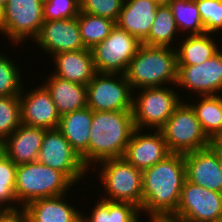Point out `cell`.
Instances as JSON below:
<instances>
[{
	"mask_svg": "<svg viewBox=\"0 0 222 222\" xmlns=\"http://www.w3.org/2000/svg\"><path fill=\"white\" fill-rule=\"evenodd\" d=\"M186 179L182 153H171L164 160L142 171L141 214L175 213Z\"/></svg>",
	"mask_w": 222,
	"mask_h": 222,
	"instance_id": "obj_1",
	"label": "cell"
},
{
	"mask_svg": "<svg viewBox=\"0 0 222 222\" xmlns=\"http://www.w3.org/2000/svg\"><path fill=\"white\" fill-rule=\"evenodd\" d=\"M134 129L132 110L93 111L89 170L103 160L123 157Z\"/></svg>",
	"mask_w": 222,
	"mask_h": 222,
	"instance_id": "obj_2",
	"label": "cell"
},
{
	"mask_svg": "<svg viewBox=\"0 0 222 222\" xmlns=\"http://www.w3.org/2000/svg\"><path fill=\"white\" fill-rule=\"evenodd\" d=\"M133 91L176 85L178 62L175 47L141 44L125 74Z\"/></svg>",
	"mask_w": 222,
	"mask_h": 222,
	"instance_id": "obj_3",
	"label": "cell"
},
{
	"mask_svg": "<svg viewBox=\"0 0 222 222\" xmlns=\"http://www.w3.org/2000/svg\"><path fill=\"white\" fill-rule=\"evenodd\" d=\"M91 171L97 173V180H100L98 184H101L100 188L105 192V194H102L103 197H99L100 199L128 202L137 206L141 212V170L135 168L123 157H119L103 160L97 163L89 173H92Z\"/></svg>",
	"mask_w": 222,
	"mask_h": 222,
	"instance_id": "obj_4",
	"label": "cell"
},
{
	"mask_svg": "<svg viewBox=\"0 0 222 222\" xmlns=\"http://www.w3.org/2000/svg\"><path fill=\"white\" fill-rule=\"evenodd\" d=\"M75 186L64 173L39 161L17 165L15 196L22 207L35 199L73 193Z\"/></svg>",
	"mask_w": 222,
	"mask_h": 222,
	"instance_id": "obj_5",
	"label": "cell"
},
{
	"mask_svg": "<svg viewBox=\"0 0 222 222\" xmlns=\"http://www.w3.org/2000/svg\"><path fill=\"white\" fill-rule=\"evenodd\" d=\"M176 90V85L135 90L132 107L135 128L161 130L183 100V95H179L181 91Z\"/></svg>",
	"mask_w": 222,
	"mask_h": 222,
	"instance_id": "obj_6",
	"label": "cell"
},
{
	"mask_svg": "<svg viewBox=\"0 0 222 222\" xmlns=\"http://www.w3.org/2000/svg\"><path fill=\"white\" fill-rule=\"evenodd\" d=\"M161 132L171 153L185 154L209 147V138L186 100L175 108Z\"/></svg>",
	"mask_w": 222,
	"mask_h": 222,
	"instance_id": "obj_7",
	"label": "cell"
},
{
	"mask_svg": "<svg viewBox=\"0 0 222 222\" xmlns=\"http://www.w3.org/2000/svg\"><path fill=\"white\" fill-rule=\"evenodd\" d=\"M141 44L132 34L115 25L110 34L91 49L96 72L125 75Z\"/></svg>",
	"mask_w": 222,
	"mask_h": 222,
	"instance_id": "obj_8",
	"label": "cell"
},
{
	"mask_svg": "<svg viewBox=\"0 0 222 222\" xmlns=\"http://www.w3.org/2000/svg\"><path fill=\"white\" fill-rule=\"evenodd\" d=\"M86 87L87 107L93 111L132 110L134 91L125 75L97 72Z\"/></svg>",
	"mask_w": 222,
	"mask_h": 222,
	"instance_id": "obj_9",
	"label": "cell"
},
{
	"mask_svg": "<svg viewBox=\"0 0 222 222\" xmlns=\"http://www.w3.org/2000/svg\"><path fill=\"white\" fill-rule=\"evenodd\" d=\"M43 8V0H7L3 36L14 48L38 36L44 23Z\"/></svg>",
	"mask_w": 222,
	"mask_h": 222,
	"instance_id": "obj_10",
	"label": "cell"
},
{
	"mask_svg": "<svg viewBox=\"0 0 222 222\" xmlns=\"http://www.w3.org/2000/svg\"><path fill=\"white\" fill-rule=\"evenodd\" d=\"M38 161L64 173L75 185H81L90 172L58 128L46 130Z\"/></svg>",
	"mask_w": 222,
	"mask_h": 222,
	"instance_id": "obj_11",
	"label": "cell"
},
{
	"mask_svg": "<svg viewBox=\"0 0 222 222\" xmlns=\"http://www.w3.org/2000/svg\"><path fill=\"white\" fill-rule=\"evenodd\" d=\"M176 87L182 90V93L187 90L186 94L189 96L182 97L186 99L191 95H222V45L221 49L205 62L198 65H178Z\"/></svg>",
	"mask_w": 222,
	"mask_h": 222,
	"instance_id": "obj_12",
	"label": "cell"
},
{
	"mask_svg": "<svg viewBox=\"0 0 222 222\" xmlns=\"http://www.w3.org/2000/svg\"><path fill=\"white\" fill-rule=\"evenodd\" d=\"M175 214L190 222H219L222 218V193L185 179Z\"/></svg>",
	"mask_w": 222,
	"mask_h": 222,
	"instance_id": "obj_13",
	"label": "cell"
},
{
	"mask_svg": "<svg viewBox=\"0 0 222 222\" xmlns=\"http://www.w3.org/2000/svg\"><path fill=\"white\" fill-rule=\"evenodd\" d=\"M28 90L23 86L20 93L21 123L39 128L55 129L60 123L52 96L46 86L37 84ZM26 89V90H24Z\"/></svg>",
	"mask_w": 222,
	"mask_h": 222,
	"instance_id": "obj_14",
	"label": "cell"
},
{
	"mask_svg": "<svg viewBox=\"0 0 222 222\" xmlns=\"http://www.w3.org/2000/svg\"><path fill=\"white\" fill-rule=\"evenodd\" d=\"M32 43L41 47L40 50L47 52L49 57L86 48L81 39L78 16L70 19L44 21L38 36Z\"/></svg>",
	"mask_w": 222,
	"mask_h": 222,
	"instance_id": "obj_15",
	"label": "cell"
},
{
	"mask_svg": "<svg viewBox=\"0 0 222 222\" xmlns=\"http://www.w3.org/2000/svg\"><path fill=\"white\" fill-rule=\"evenodd\" d=\"M170 154L161 130L135 128L123 158L135 168L143 171L164 160Z\"/></svg>",
	"mask_w": 222,
	"mask_h": 222,
	"instance_id": "obj_16",
	"label": "cell"
},
{
	"mask_svg": "<svg viewBox=\"0 0 222 222\" xmlns=\"http://www.w3.org/2000/svg\"><path fill=\"white\" fill-rule=\"evenodd\" d=\"M183 155L187 181L222 193V171L217 152L207 147Z\"/></svg>",
	"mask_w": 222,
	"mask_h": 222,
	"instance_id": "obj_17",
	"label": "cell"
},
{
	"mask_svg": "<svg viewBox=\"0 0 222 222\" xmlns=\"http://www.w3.org/2000/svg\"><path fill=\"white\" fill-rule=\"evenodd\" d=\"M68 196L72 195L68 193L29 202L24 206L28 222H81L84 210L80 212L78 205L76 207L69 201Z\"/></svg>",
	"mask_w": 222,
	"mask_h": 222,
	"instance_id": "obj_18",
	"label": "cell"
},
{
	"mask_svg": "<svg viewBox=\"0 0 222 222\" xmlns=\"http://www.w3.org/2000/svg\"><path fill=\"white\" fill-rule=\"evenodd\" d=\"M51 73L70 82L87 85L97 73L91 49L62 52L53 55ZM55 71V72H54Z\"/></svg>",
	"mask_w": 222,
	"mask_h": 222,
	"instance_id": "obj_19",
	"label": "cell"
},
{
	"mask_svg": "<svg viewBox=\"0 0 222 222\" xmlns=\"http://www.w3.org/2000/svg\"><path fill=\"white\" fill-rule=\"evenodd\" d=\"M46 129L21 124L5 139L6 155L16 165L38 161Z\"/></svg>",
	"mask_w": 222,
	"mask_h": 222,
	"instance_id": "obj_20",
	"label": "cell"
},
{
	"mask_svg": "<svg viewBox=\"0 0 222 222\" xmlns=\"http://www.w3.org/2000/svg\"><path fill=\"white\" fill-rule=\"evenodd\" d=\"M93 110L86 107L66 113L60 117L58 129L81 156L82 162L89 169V140Z\"/></svg>",
	"mask_w": 222,
	"mask_h": 222,
	"instance_id": "obj_21",
	"label": "cell"
},
{
	"mask_svg": "<svg viewBox=\"0 0 222 222\" xmlns=\"http://www.w3.org/2000/svg\"><path fill=\"white\" fill-rule=\"evenodd\" d=\"M157 7L152 0H124L116 25L142 43L148 37Z\"/></svg>",
	"mask_w": 222,
	"mask_h": 222,
	"instance_id": "obj_22",
	"label": "cell"
},
{
	"mask_svg": "<svg viewBox=\"0 0 222 222\" xmlns=\"http://www.w3.org/2000/svg\"><path fill=\"white\" fill-rule=\"evenodd\" d=\"M43 84L49 90L60 116L87 107L86 85L61 79L52 73L43 80Z\"/></svg>",
	"mask_w": 222,
	"mask_h": 222,
	"instance_id": "obj_23",
	"label": "cell"
},
{
	"mask_svg": "<svg viewBox=\"0 0 222 222\" xmlns=\"http://www.w3.org/2000/svg\"><path fill=\"white\" fill-rule=\"evenodd\" d=\"M215 36L209 33L183 35L175 47L178 65H198L209 60L221 49L218 44L221 39Z\"/></svg>",
	"mask_w": 222,
	"mask_h": 222,
	"instance_id": "obj_24",
	"label": "cell"
},
{
	"mask_svg": "<svg viewBox=\"0 0 222 222\" xmlns=\"http://www.w3.org/2000/svg\"><path fill=\"white\" fill-rule=\"evenodd\" d=\"M89 214L82 212L81 222H142L140 209L128 202L98 198ZM85 214V215H83ZM88 216V217H87Z\"/></svg>",
	"mask_w": 222,
	"mask_h": 222,
	"instance_id": "obj_25",
	"label": "cell"
},
{
	"mask_svg": "<svg viewBox=\"0 0 222 222\" xmlns=\"http://www.w3.org/2000/svg\"><path fill=\"white\" fill-rule=\"evenodd\" d=\"M177 37L181 38L182 36L179 33L170 6H158L148 37L142 42V44L174 48L180 40V38L178 39Z\"/></svg>",
	"mask_w": 222,
	"mask_h": 222,
	"instance_id": "obj_26",
	"label": "cell"
},
{
	"mask_svg": "<svg viewBox=\"0 0 222 222\" xmlns=\"http://www.w3.org/2000/svg\"><path fill=\"white\" fill-rule=\"evenodd\" d=\"M198 99L194 101V99ZM193 100L189 102L190 100ZM194 109L204 133L208 138L222 129V95L194 96L184 99Z\"/></svg>",
	"mask_w": 222,
	"mask_h": 222,
	"instance_id": "obj_27",
	"label": "cell"
},
{
	"mask_svg": "<svg viewBox=\"0 0 222 222\" xmlns=\"http://www.w3.org/2000/svg\"><path fill=\"white\" fill-rule=\"evenodd\" d=\"M169 6L180 35H200L205 33L195 0H172Z\"/></svg>",
	"mask_w": 222,
	"mask_h": 222,
	"instance_id": "obj_28",
	"label": "cell"
},
{
	"mask_svg": "<svg viewBox=\"0 0 222 222\" xmlns=\"http://www.w3.org/2000/svg\"><path fill=\"white\" fill-rule=\"evenodd\" d=\"M78 25L84 46L92 49L110 34L116 22L105 17L79 12Z\"/></svg>",
	"mask_w": 222,
	"mask_h": 222,
	"instance_id": "obj_29",
	"label": "cell"
},
{
	"mask_svg": "<svg viewBox=\"0 0 222 222\" xmlns=\"http://www.w3.org/2000/svg\"><path fill=\"white\" fill-rule=\"evenodd\" d=\"M19 66L12 57L0 52V96L20 95L23 84L27 82L22 80L25 74L23 75Z\"/></svg>",
	"mask_w": 222,
	"mask_h": 222,
	"instance_id": "obj_30",
	"label": "cell"
},
{
	"mask_svg": "<svg viewBox=\"0 0 222 222\" xmlns=\"http://www.w3.org/2000/svg\"><path fill=\"white\" fill-rule=\"evenodd\" d=\"M17 165L5 154L0 158V207L15 209L22 207L15 196Z\"/></svg>",
	"mask_w": 222,
	"mask_h": 222,
	"instance_id": "obj_31",
	"label": "cell"
},
{
	"mask_svg": "<svg viewBox=\"0 0 222 222\" xmlns=\"http://www.w3.org/2000/svg\"><path fill=\"white\" fill-rule=\"evenodd\" d=\"M21 124L20 96H0V136L6 139Z\"/></svg>",
	"mask_w": 222,
	"mask_h": 222,
	"instance_id": "obj_32",
	"label": "cell"
},
{
	"mask_svg": "<svg viewBox=\"0 0 222 222\" xmlns=\"http://www.w3.org/2000/svg\"><path fill=\"white\" fill-rule=\"evenodd\" d=\"M195 1L205 33L220 35L222 39V0Z\"/></svg>",
	"mask_w": 222,
	"mask_h": 222,
	"instance_id": "obj_33",
	"label": "cell"
},
{
	"mask_svg": "<svg viewBox=\"0 0 222 222\" xmlns=\"http://www.w3.org/2000/svg\"><path fill=\"white\" fill-rule=\"evenodd\" d=\"M80 12L117 22L124 0H79Z\"/></svg>",
	"mask_w": 222,
	"mask_h": 222,
	"instance_id": "obj_34",
	"label": "cell"
},
{
	"mask_svg": "<svg viewBox=\"0 0 222 222\" xmlns=\"http://www.w3.org/2000/svg\"><path fill=\"white\" fill-rule=\"evenodd\" d=\"M80 12L79 0H46L44 1V21L70 19Z\"/></svg>",
	"mask_w": 222,
	"mask_h": 222,
	"instance_id": "obj_35",
	"label": "cell"
},
{
	"mask_svg": "<svg viewBox=\"0 0 222 222\" xmlns=\"http://www.w3.org/2000/svg\"><path fill=\"white\" fill-rule=\"evenodd\" d=\"M0 222H28L25 208L3 209L0 212Z\"/></svg>",
	"mask_w": 222,
	"mask_h": 222,
	"instance_id": "obj_36",
	"label": "cell"
},
{
	"mask_svg": "<svg viewBox=\"0 0 222 222\" xmlns=\"http://www.w3.org/2000/svg\"><path fill=\"white\" fill-rule=\"evenodd\" d=\"M146 216L149 222H190L175 213H152Z\"/></svg>",
	"mask_w": 222,
	"mask_h": 222,
	"instance_id": "obj_37",
	"label": "cell"
},
{
	"mask_svg": "<svg viewBox=\"0 0 222 222\" xmlns=\"http://www.w3.org/2000/svg\"><path fill=\"white\" fill-rule=\"evenodd\" d=\"M209 147L218 154H222V129L209 138Z\"/></svg>",
	"mask_w": 222,
	"mask_h": 222,
	"instance_id": "obj_38",
	"label": "cell"
},
{
	"mask_svg": "<svg viewBox=\"0 0 222 222\" xmlns=\"http://www.w3.org/2000/svg\"><path fill=\"white\" fill-rule=\"evenodd\" d=\"M4 24H5L4 8L0 6V35L4 33Z\"/></svg>",
	"mask_w": 222,
	"mask_h": 222,
	"instance_id": "obj_39",
	"label": "cell"
},
{
	"mask_svg": "<svg viewBox=\"0 0 222 222\" xmlns=\"http://www.w3.org/2000/svg\"><path fill=\"white\" fill-rule=\"evenodd\" d=\"M6 154L5 138L0 136V158Z\"/></svg>",
	"mask_w": 222,
	"mask_h": 222,
	"instance_id": "obj_40",
	"label": "cell"
},
{
	"mask_svg": "<svg viewBox=\"0 0 222 222\" xmlns=\"http://www.w3.org/2000/svg\"><path fill=\"white\" fill-rule=\"evenodd\" d=\"M157 6H167L170 5L172 0H152Z\"/></svg>",
	"mask_w": 222,
	"mask_h": 222,
	"instance_id": "obj_41",
	"label": "cell"
},
{
	"mask_svg": "<svg viewBox=\"0 0 222 222\" xmlns=\"http://www.w3.org/2000/svg\"><path fill=\"white\" fill-rule=\"evenodd\" d=\"M220 170L222 171V154H218Z\"/></svg>",
	"mask_w": 222,
	"mask_h": 222,
	"instance_id": "obj_42",
	"label": "cell"
},
{
	"mask_svg": "<svg viewBox=\"0 0 222 222\" xmlns=\"http://www.w3.org/2000/svg\"><path fill=\"white\" fill-rule=\"evenodd\" d=\"M6 4H7V0H0L1 7L5 8Z\"/></svg>",
	"mask_w": 222,
	"mask_h": 222,
	"instance_id": "obj_43",
	"label": "cell"
}]
</instances>
